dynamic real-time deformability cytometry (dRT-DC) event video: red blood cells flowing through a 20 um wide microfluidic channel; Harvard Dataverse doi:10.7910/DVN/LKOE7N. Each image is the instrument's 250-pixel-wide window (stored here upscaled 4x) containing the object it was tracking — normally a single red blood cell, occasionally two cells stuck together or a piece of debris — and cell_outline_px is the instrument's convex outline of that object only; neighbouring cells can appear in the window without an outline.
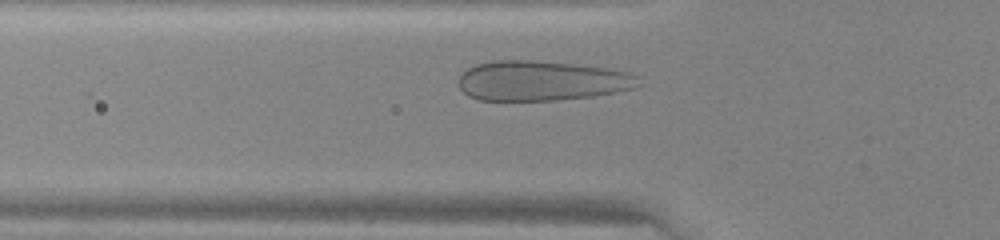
{"species": "human", "species_latin": "Homo sapiens", "temperature_condition": "warm", "stored_images_in_passage": 25, "camera_frame_rate_fps": 3000, "um_per_image_px": 0.085, "donor": {"sex": "female"}, "frame": {"image": 1, "passage_image": 4, "time_ms": 1.0, "image_size_px": [1000, 240], "cell_outline_px": [[640, 84], [632, 88], [616, 92], [592, 96], [556, 100], [480, 100], [468, 96], [460, 88], [460, 76], [468, 68], [476, 64], [492, 60], [528, 60], [576, 64], [608, 68], [628, 72], [636, 76]], "centroid_in_image_um": [46.02, 6.86], "position_along_channel_um": 79.8, "area_um2": 41.67}}
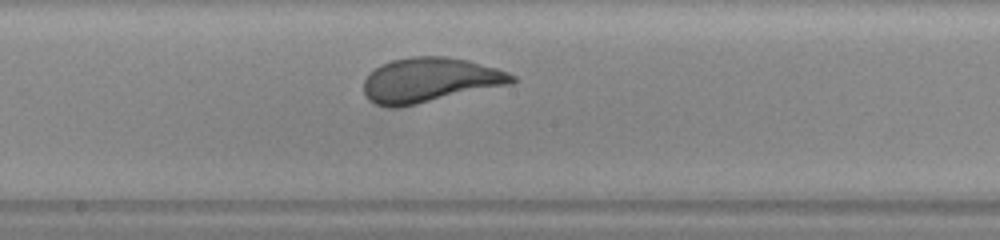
{"frame": {"image": 2, "passage_image": 13, "time_ms": 4.0, "image_size_px": [1000, 240], "cell_outline_px": [[516, 80], [512, 84], [416, 104], [396, 108], [388, 108], [376, 104], [364, 92], [364, 80], [380, 64], [392, 60], [412, 56], [444, 56], [464, 60], [496, 68], [508, 72], [516, 76]], "centroid_in_image_um": [36.55, 6.81], "position_along_channel_um": 211.7, "area_um2": 38.26}}
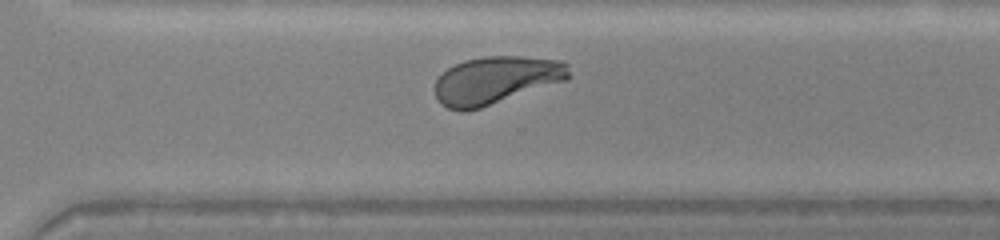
{"frame": {"image": 3, "passage_image": 21, "time_ms": 6.667, "image_size_px": [1000, 240], "cell_outline_px": [[572, 76], [568, 80], [480, 108], [464, 112], [460, 112], [448, 108], [440, 104], [436, 96], [436, 80], [448, 68], [464, 60], [484, 56], [520, 56], [564, 60], [568, 64]], "centroid_in_image_um": [42.21, 6.81], "position_along_channel_um": 328.4, "area_um2": 37.51}}